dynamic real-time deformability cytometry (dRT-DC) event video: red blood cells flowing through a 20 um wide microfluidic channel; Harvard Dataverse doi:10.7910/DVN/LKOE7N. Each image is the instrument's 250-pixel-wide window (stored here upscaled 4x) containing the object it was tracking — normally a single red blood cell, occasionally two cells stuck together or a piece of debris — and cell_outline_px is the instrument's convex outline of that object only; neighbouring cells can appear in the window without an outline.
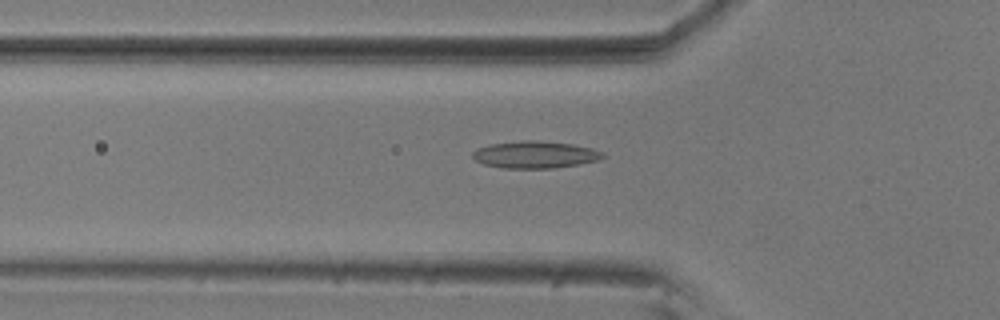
{"species": "common noctule bat (a hibernating species)", "species_latin": "Nyctalus noctula", "temperature_condition": "room temperature", "stored_images_in_passage": 55, "camera_frame_rate_fps": 3000, "um_per_image_px": 0.085, "animal": {"sex": "male", "body_mass_g": 20.5, "forearm_length_mm": 52.5}, "frame": {"image": 1, "passage_image": 18, "time_ms": 5.667, "image_size_px": [1000, 320], "cell_outline_px": [[604, 156], [600, 160], [580, 164], [552, 168], [504, 168], [484, 164], [476, 160], [472, 156], [472, 152], [476, 148], [488, 144], [524, 140], [536, 140], [572, 144], [592, 148], [604, 152]], "centroid_in_image_um": [45.48, 13.14], "position_along_channel_um": 80.3, "area_um2": 20.63}}
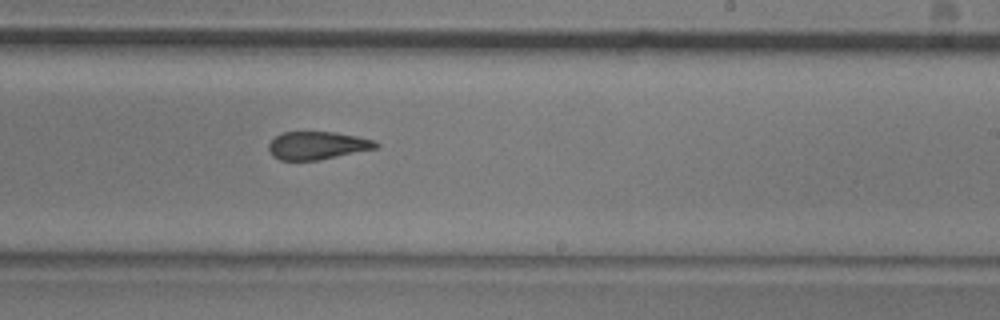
{"frame": {"image": 2, "passage_image": 33, "time_ms": 10.667, "image_size_px": [1000, 320], "cell_outline_px": [[380, 144], [376, 148], [320, 160], [280, 160], [272, 156], [268, 148], [268, 144], [276, 136], [284, 132], [336, 132], [356, 136], [372, 140]], "centroid_in_image_um": [26.95, 12.37], "position_along_channel_um": 262.1, "area_um2": 17.34}}
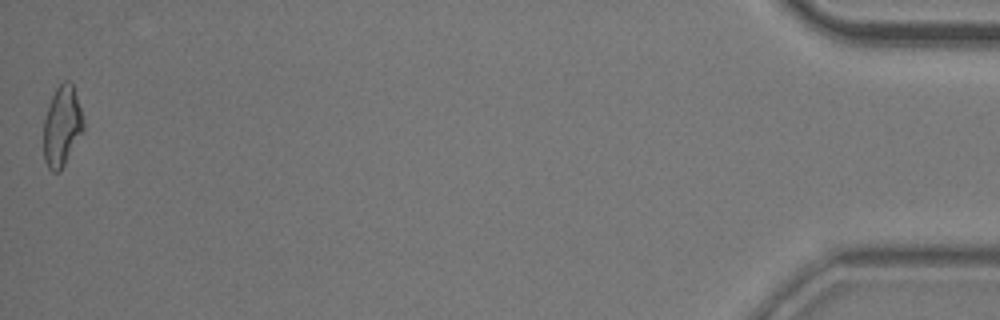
{"frame": {"image": 3, "passage_image": 55, "time_ms": 18.0, "image_size_px": [1000, 320], "cell_outline_px": [[84, 128], [60, 172], [52, 172], [48, 168], [44, 160], [44, 120], [52, 96], [56, 88], [64, 80], [72, 80], [84, 120]], "centroid_in_image_um": [5.27, 10.71], "position_along_channel_um": 429.9, "area_um2": 18.55}, "authors_computed_cell_mechanics": {"area_um2": 18.9006, "velocity_mm_per_s": 3.6094, "shape_relaxation_time_tau1_ms": null, "shape_relaxation_time_tau2_ms": 3.4122, "deformation_change_tau1": null, "deformation_change_tau2": 0.1149}}